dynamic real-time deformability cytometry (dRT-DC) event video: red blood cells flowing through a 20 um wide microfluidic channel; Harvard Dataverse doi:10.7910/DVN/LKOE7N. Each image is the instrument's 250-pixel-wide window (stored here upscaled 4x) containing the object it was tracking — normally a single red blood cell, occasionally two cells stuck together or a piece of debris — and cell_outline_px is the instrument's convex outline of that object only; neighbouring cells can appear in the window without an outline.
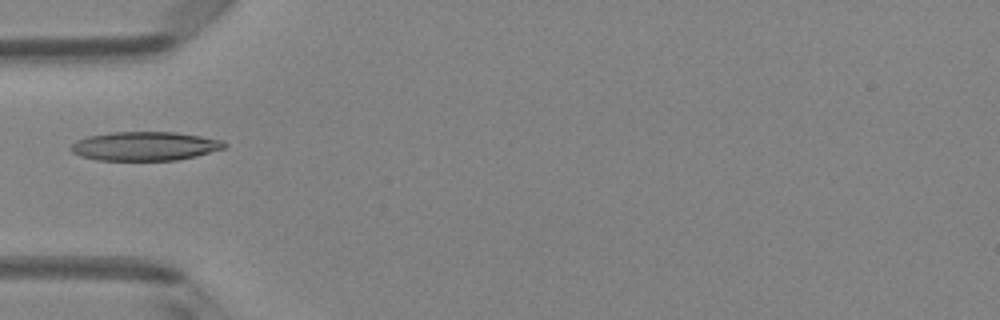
{"species": "Egyptian fruit bat (a non-hibernating species)", "species_latin": "Rousettus aegyptiacus", "temperature_condition": "room temperature", "stored_images_in_passage": 6, "camera_frame_rate_fps": 3000, "um_per_image_px": 0.085, "animal": {"sex": "female"}, "frame": {"image": 1, "passage_image": 5, "time_ms": 1.333, "image_size_px": [1000, 320], "cell_outline_px": [[228, 144], [224, 148], [196, 156], [176, 160], [96, 160], [80, 156], [72, 152], [68, 148], [76, 140], [88, 136], [108, 132], [176, 132], [224, 140]], "centroid_in_image_um": [12.29, 12.42], "position_along_channel_um": 72.7, "area_um2": 26.01}}
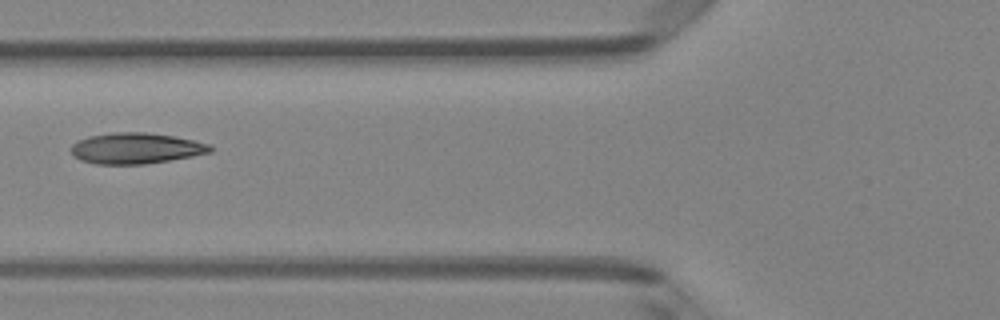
{"frame": {"image": 2, "passage_image": 6, "time_ms": 1.667, "image_size_px": [1000, 320], "cell_outline_px": [[212, 152], [192, 156], [144, 164], [96, 164], [80, 160], [72, 156], [72, 144], [76, 140], [88, 136], [112, 132], [144, 132], [172, 136], [212, 144]], "centroid_in_image_um": [11.52, 12.6], "position_along_channel_um": 114.3, "area_um2": 25.09}}